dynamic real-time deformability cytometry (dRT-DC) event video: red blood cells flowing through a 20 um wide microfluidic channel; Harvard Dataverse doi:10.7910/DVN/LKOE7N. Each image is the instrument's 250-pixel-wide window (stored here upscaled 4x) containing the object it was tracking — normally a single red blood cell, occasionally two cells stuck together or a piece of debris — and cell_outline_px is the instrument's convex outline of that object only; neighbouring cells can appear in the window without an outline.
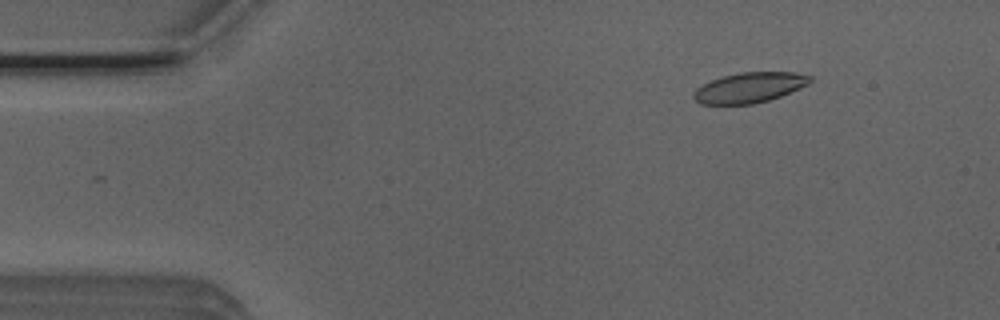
{"species": "Egyptian fruit bat (a non-hibernating species)", "species_latin": "Rousettus aegyptiacus", "temperature_condition": "room temperature", "stored_images_in_passage": 48, "camera_frame_rate_fps": 3000, "um_per_image_px": 0.085, "animal": {"sex": "male"}, "frame": {"image": 1, "passage_image": 3, "time_ms": 0.667, "image_size_px": [1000, 320], "cell_outline_px": [[812, 80], [808, 84], [800, 88], [780, 96], [768, 100], [752, 104], [700, 104], [692, 96], [692, 92], [696, 88], [712, 80], [724, 76], [740, 72], [796, 72], [812, 76]], "centroid_in_image_um": [63.71, 7.44], "position_along_channel_um": 21.3, "area_um2": 20.46}}
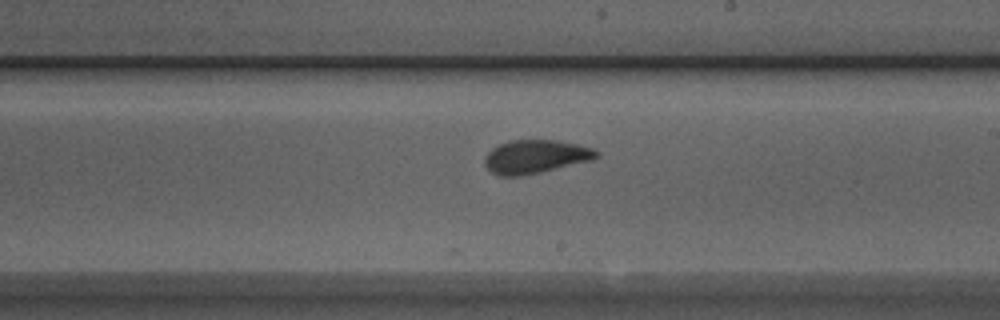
{"frame": {"image": 2, "passage_image": 26, "time_ms": 8.333, "image_size_px": [1000, 320], "cell_outline_px": [[600, 156], [592, 160], [540, 172], [520, 176], [500, 176], [492, 172], [484, 164], [484, 156], [492, 148], [508, 140], [556, 140], [576, 144], [592, 148], [600, 152]], "centroid_in_image_um": [45.51, 13.31], "position_along_channel_um": 243.5, "area_um2": 21.79}}
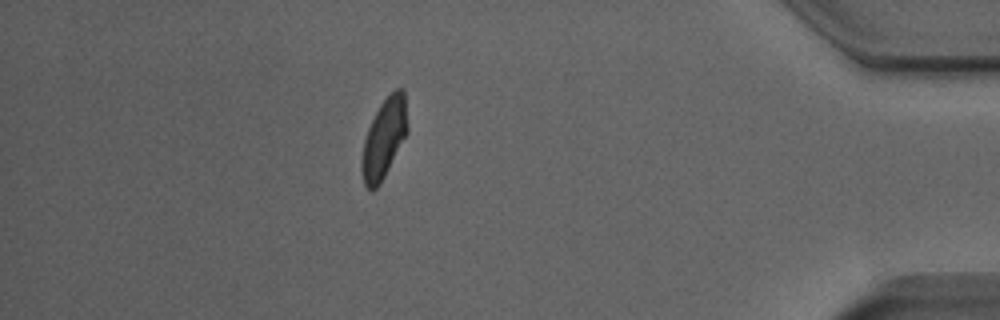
{"frame": {"image": 3, "passage_image": 42, "time_ms": 13.667, "image_size_px": [1000, 320], "cell_outline_px": [[408, 132], [380, 184], [372, 192], [364, 184], [360, 168], [360, 160], [364, 140], [368, 128], [380, 104], [396, 88], [404, 88], [408, 124]], "centroid_in_image_um": [32.64, 11.78], "position_along_channel_um": 402.6, "area_um2": 21.27}}